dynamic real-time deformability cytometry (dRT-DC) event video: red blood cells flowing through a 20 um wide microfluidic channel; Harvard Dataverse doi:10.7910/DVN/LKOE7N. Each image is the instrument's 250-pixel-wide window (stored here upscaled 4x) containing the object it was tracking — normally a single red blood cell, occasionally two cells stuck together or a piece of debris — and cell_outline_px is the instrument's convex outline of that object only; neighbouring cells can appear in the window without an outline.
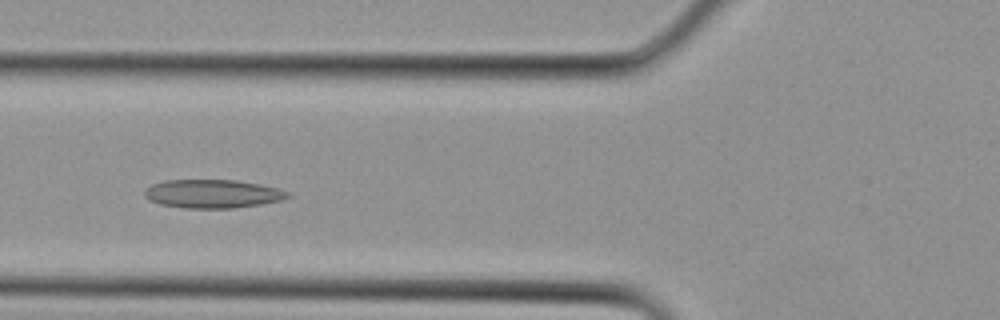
{"species": "Egyptian fruit bat (a non-hibernating species)", "species_latin": "Rousettus aegyptiacus", "temperature_condition": "cold", "stored_images_in_passage": 29, "camera_frame_rate_fps": 3000, "um_per_image_px": 0.085, "animal": {"sex": "female"}, "frame": {"image": 1, "passage_image": 10, "time_ms": 3.0, "image_size_px": [1000, 320], "cell_outline_px": [[292, 196], [284, 200], [260, 204], [232, 208], [184, 208], [160, 204], [148, 200], [144, 196], [144, 192], [152, 184], [164, 180], [236, 180], [260, 184], [292, 192]], "centroid_in_image_um": [18.1, 16.47], "position_along_channel_um": 107.7, "area_um2": 23.93}}
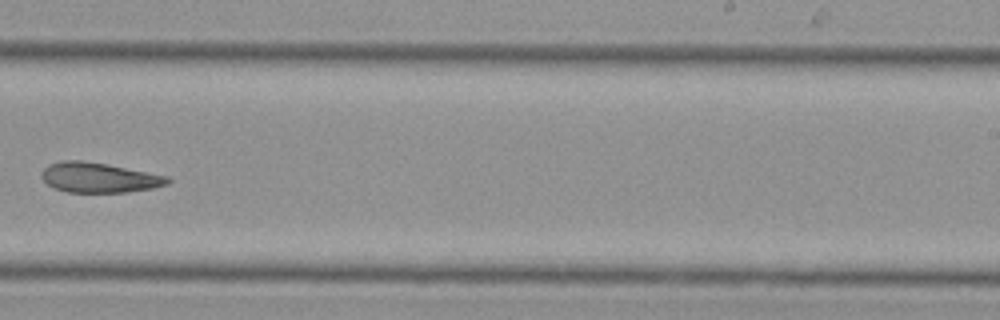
{"frame": {"image": 2, "passage_image": 18, "time_ms": 5.667, "image_size_px": [1000, 320], "cell_outline_px": [[172, 180], [168, 184], [152, 188], [128, 192], [68, 192], [52, 188], [40, 176], [44, 168], [48, 164], [60, 160], [80, 160], [104, 164], [168, 176]], "centroid_in_image_um": [8.38, 15.1], "position_along_channel_um": 280.6, "area_um2": 21.91}}
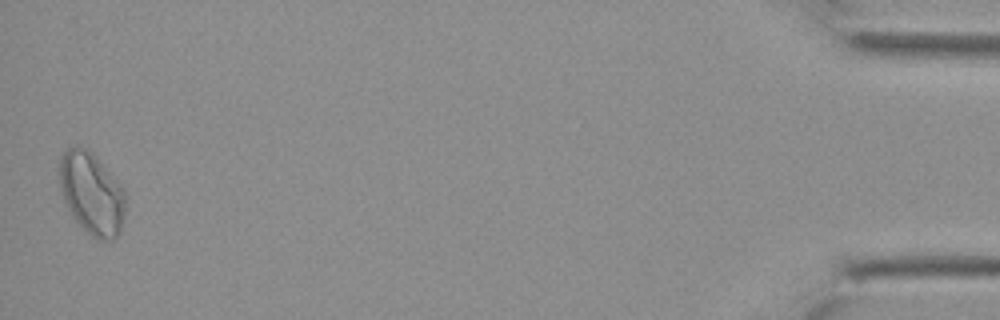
{"frame": {"image": 3, "passage_image": 29, "time_ms": 9.333, "image_size_px": [1000, 320], "cell_outline_px": [[124, 216], [120, 228], [116, 236], [112, 240], [96, 240], [72, 216], [64, 200], [60, 188], [56, 172], [56, 168], [64, 152], [68, 148], [76, 144], [80, 144], [88, 148], [96, 156], [124, 188]], "centroid_in_image_um": [7.75, 16.37], "position_along_channel_um": 427.5, "area_um2": 31.91}}